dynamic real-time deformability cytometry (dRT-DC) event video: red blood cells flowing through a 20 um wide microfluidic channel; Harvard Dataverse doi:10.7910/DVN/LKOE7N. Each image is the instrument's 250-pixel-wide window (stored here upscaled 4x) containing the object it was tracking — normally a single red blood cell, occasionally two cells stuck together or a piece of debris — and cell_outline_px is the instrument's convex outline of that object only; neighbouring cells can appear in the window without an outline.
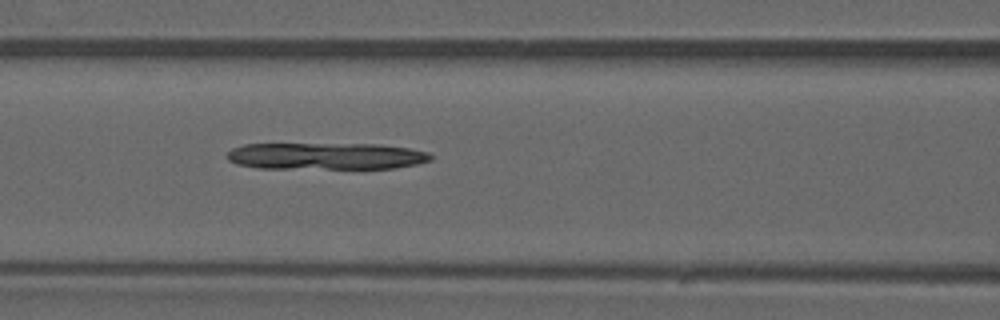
{"species": "common noctule bat (a hibernating species)", "species_latin": "Nyctalus noctula", "temperature_condition": "warm", "stored_images_in_passage": 36, "camera_frame_rate_fps": 3000, "um_per_image_px": 0.085, "animal": {"sex": "male", "forearm_length_mm": 52.5}, "frame": {"image": 1, "passage_image": 11, "time_ms": 3.333, "image_size_px": [1000, 320], "cell_outline_px": [[432, 160], [416, 164], [396, 168], [256, 168], [236, 164], [228, 160], [224, 156], [232, 148], [244, 144], [376, 144], [408, 148], [428, 152], [432, 156]], "centroid_in_image_um": [27.66, 13.27], "position_along_channel_um": 138.9, "area_um2": 31.91}}